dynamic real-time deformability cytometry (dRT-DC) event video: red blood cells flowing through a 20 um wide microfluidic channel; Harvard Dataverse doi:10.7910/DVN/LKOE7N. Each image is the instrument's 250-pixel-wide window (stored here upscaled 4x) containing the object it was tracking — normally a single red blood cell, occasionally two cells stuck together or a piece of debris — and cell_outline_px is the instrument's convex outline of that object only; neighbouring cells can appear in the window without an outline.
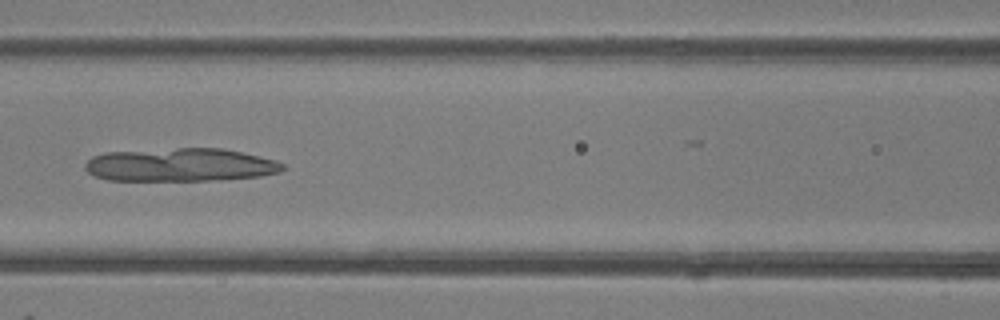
{"species": "common noctule bat (a hibernating species)", "species_latin": "Nyctalus noctula", "temperature_condition": "room temperature", "stored_images_in_passage": 29, "camera_frame_rate_fps": 3000, "um_per_image_px": 0.085, "animal": {"sex": "female"}, "frame": {"image": 1, "passage_image": 7, "time_ms": 2.0, "image_size_px": [1000, 320], "cell_outline_px": [[284, 168], [280, 172], [260, 176], [220, 180], [108, 180], [96, 176], [88, 172], [84, 168], [84, 164], [92, 156], [108, 152], [176, 148], [224, 148], [260, 156], [276, 160], [284, 164]], "centroid_in_image_um": [15.35, 14.01], "position_along_channel_um": 151.2, "area_um2": 38.32}}
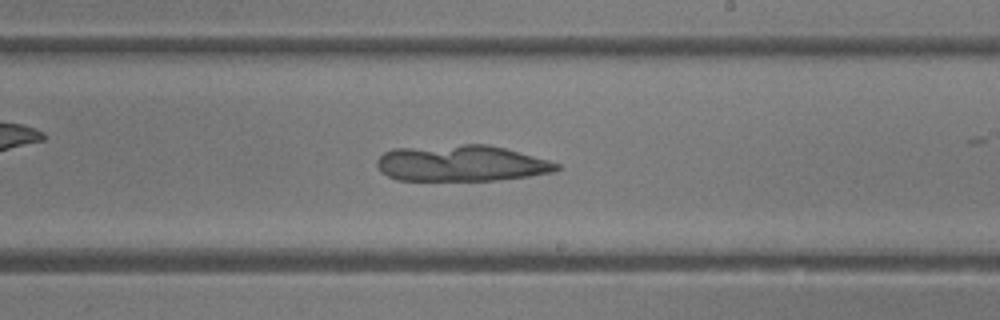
{"frame": {"image": 2, "passage_image": 14, "time_ms": 4.333, "image_size_px": [1000, 320], "cell_outline_px": [[560, 168], [556, 172], [528, 176], [496, 180], [396, 180], [388, 176], [376, 164], [376, 160], [384, 152], [392, 148], [464, 144], [488, 144], [504, 148], [548, 160], [560, 164]], "centroid_in_image_um": [39.21, 13.87], "position_along_channel_um": 249.8, "area_um2": 37.86}}
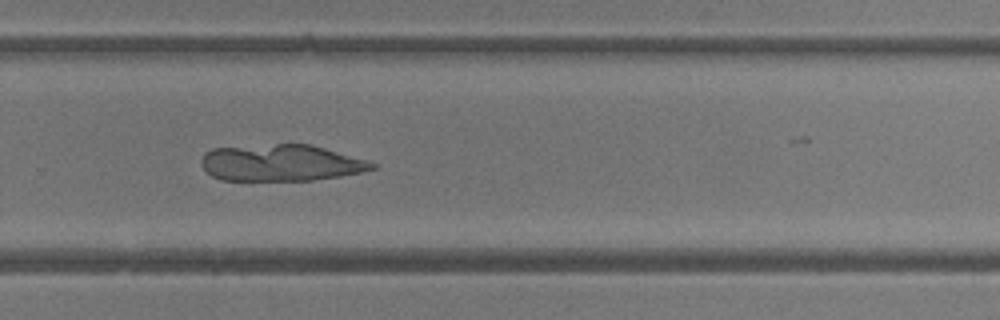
{"frame": {"image": 3, "passage_image": 18, "time_ms": 5.667, "image_size_px": [1000, 320], "cell_outline_px": [[376, 168], [364, 172], [340, 176], [312, 180], [220, 180], [212, 176], [204, 168], [200, 160], [204, 152], [212, 148], [276, 144], [312, 144], [368, 160], [376, 164]], "centroid_in_image_um": [23.9, 13.84], "position_along_channel_um": 305.9, "area_um2": 36.53}}